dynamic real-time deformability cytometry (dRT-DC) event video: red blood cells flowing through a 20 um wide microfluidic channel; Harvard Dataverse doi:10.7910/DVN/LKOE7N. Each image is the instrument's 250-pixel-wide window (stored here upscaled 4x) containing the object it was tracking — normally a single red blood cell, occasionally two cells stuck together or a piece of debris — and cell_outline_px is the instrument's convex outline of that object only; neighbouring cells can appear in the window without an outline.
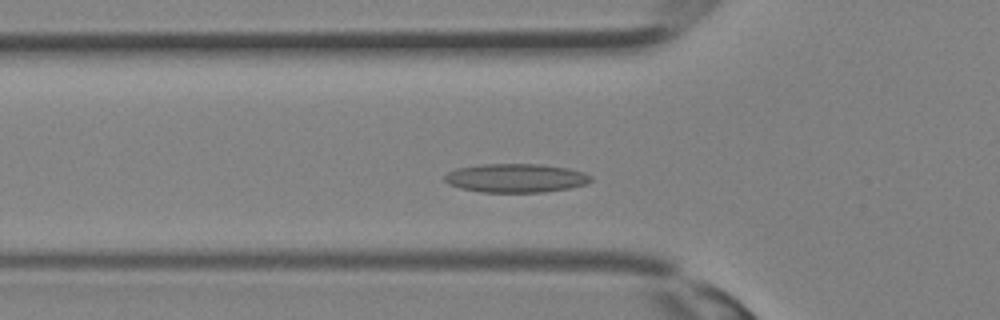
{"species": "Egyptian fruit bat (a non-hibernating species)", "species_latin": "Rousettus aegyptiacus", "temperature_condition": "room temperature", "stored_images_in_passage": 26, "camera_frame_rate_fps": 3000, "um_per_image_px": 0.085, "animal": {"sex": "female"}, "frame": {"image": 1, "passage_image": 4, "time_ms": 1.0, "image_size_px": [1000, 320], "cell_outline_px": [[592, 180], [584, 184], [568, 188], [540, 192], [480, 192], [460, 188], [448, 184], [444, 180], [444, 176], [448, 172], [456, 168], [484, 164], [540, 164], [568, 168], [584, 172], [592, 176]], "centroid_in_image_um": [43.82, 15.13], "position_along_channel_um": 82.0, "area_um2": 24.45}}
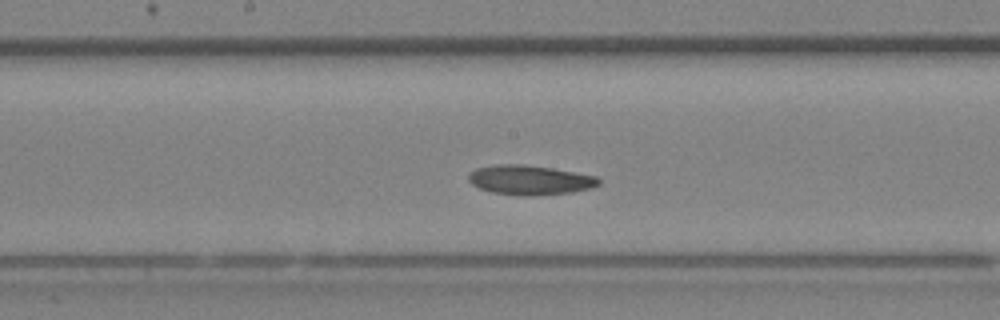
{"frame": {"image": 2, "passage_image": 10, "time_ms": 3.0, "image_size_px": [1000, 320], "cell_outline_px": [[600, 184], [592, 188], [572, 192], [528, 196], [520, 196], [492, 192], [480, 188], [472, 184], [468, 180], [468, 176], [476, 168], [496, 164], [520, 164], [552, 168], [596, 176], [600, 180]], "centroid_in_image_um": [45.04, 15.3], "position_along_channel_um": 203.2, "area_um2": 22.37}}
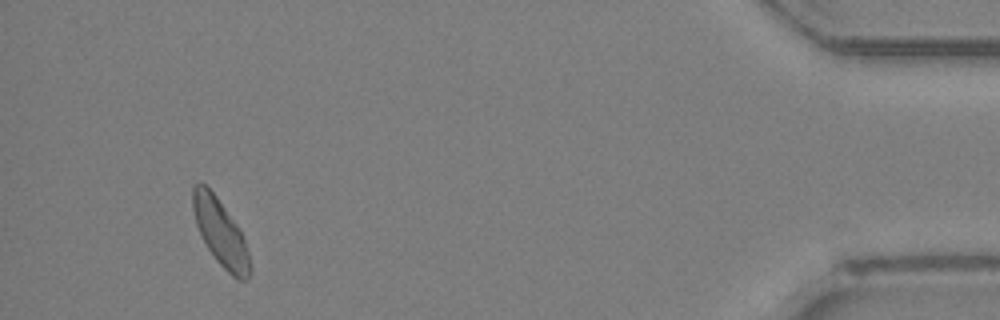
{"frame": {"image": 3, "passage_image": 24, "time_ms": 7.667, "image_size_px": [1000, 320], "cell_outline_px": [[252, 272], [248, 280], [240, 280], [232, 276], [216, 260], [208, 248], [196, 224], [192, 208], [192, 184], [200, 180], [216, 196], [240, 228], [248, 252], [252, 268]], "centroid_in_image_um": [18.75, 19.76], "position_along_channel_um": 416.5, "area_um2": 22.2}}